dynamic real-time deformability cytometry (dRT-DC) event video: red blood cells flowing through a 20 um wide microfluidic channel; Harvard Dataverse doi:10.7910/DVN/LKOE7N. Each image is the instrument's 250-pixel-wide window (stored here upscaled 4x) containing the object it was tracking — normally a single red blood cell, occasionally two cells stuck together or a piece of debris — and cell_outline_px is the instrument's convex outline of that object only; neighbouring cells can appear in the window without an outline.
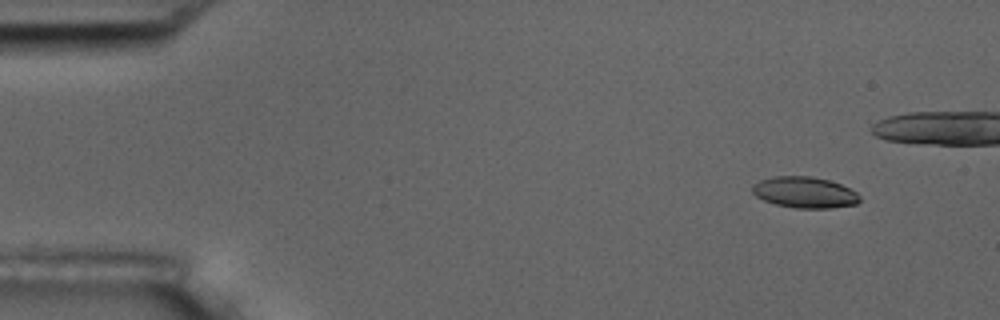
{"species": "common noctule bat (a hibernating species)", "species_latin": "Nyctalus noctula", "temperature_condition": "room temperature", "stored_images_in_passage": 11, "camera_frame_rate_fps": 3000, "um_per_image_px": 0.085, "animal": {"sex": "male", "body_mass_g": 17.5, "forearm_length_mm": 52.3}, "frame": {"image": 1, "passage_image": 1, "time_ms": 0.0, "image_size_px": [1000, 320], "cell_outline_px": [[860, 200], [856, 204], [832, 208], [796, 208], [776, 204], [764, 200], [756, 196], [752, 192], [752, 184], [760, 180], [772, 176], [812, 176], [828, 180], [840, 184], [856, 192], [860, 196]], "centroid_in_image_um": [68.38, 16.35], "position_along_channel_um": 16.6, "area_um2": 19.48}}